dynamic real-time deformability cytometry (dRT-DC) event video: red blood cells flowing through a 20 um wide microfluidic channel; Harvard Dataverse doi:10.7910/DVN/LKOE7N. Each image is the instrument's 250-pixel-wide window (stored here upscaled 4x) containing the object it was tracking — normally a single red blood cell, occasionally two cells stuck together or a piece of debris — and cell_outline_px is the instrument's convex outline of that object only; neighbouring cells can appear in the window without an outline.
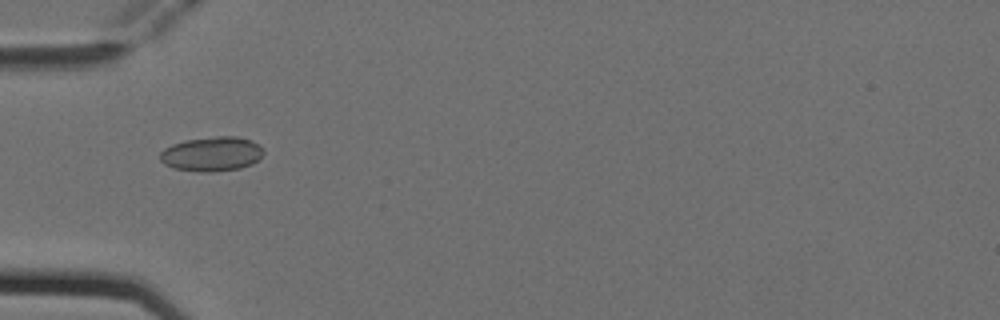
{"species": "Egyptian fruit bat (a non-hibernating species)", "species_latin": "Rousettus aegyptiacus", "temperature_condition": "cold", "stored_images_in_passage": 8, "camera_frame_rate_fps": 3000, "um_per_image_px": 0.085, "animal": {"sex": "female"}, "frame": {"image": 1, "passage_image": 5, "time_ms": 1.333, "image_size_px": [1000, 320], "cell_outline_px": [[264, 152], [252, 164], [240, 168], [212, 172], [196, 172], [172, 168], [164, 164], [160, 160], [160, 152], [164, 148], [172, 144], [184, 140], [216, 136], [236, 136], [252, 140], [260, 144], [264, 148]], "centroid_in_image_um": [17.99, 13.08], "position_along_channel_um": 67.0, "area_um2": 21.1}}
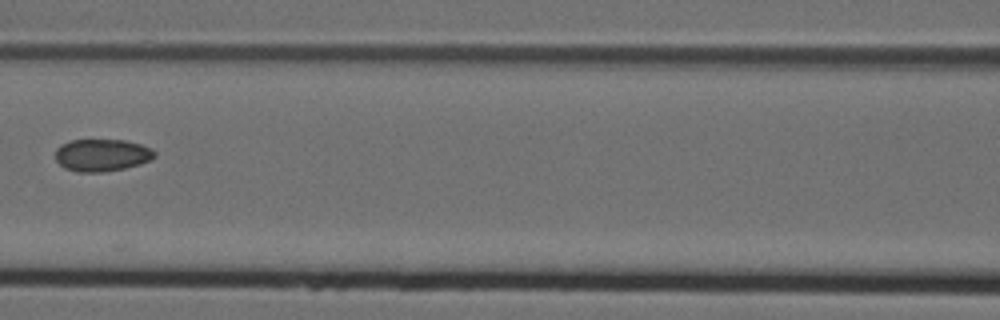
{"frame": {"image": 2, "passage_image": 7, "time_ms": 2.0, "image_size_px": [1000, 320], "cell_outline_px": [[156, 156], [152, 160], [140, 164], [124, 168], [104, 172], [76, 172], [64, 168], [56, 160], [56, 148], [60, 144], [72, 140], [124, 140], [140, 144], [152, 148], [156, 152]], "centroid_in_image_um": [8.67, 13.19], "position_along_channel_um": 157.9, "area_um2": 18.84}}
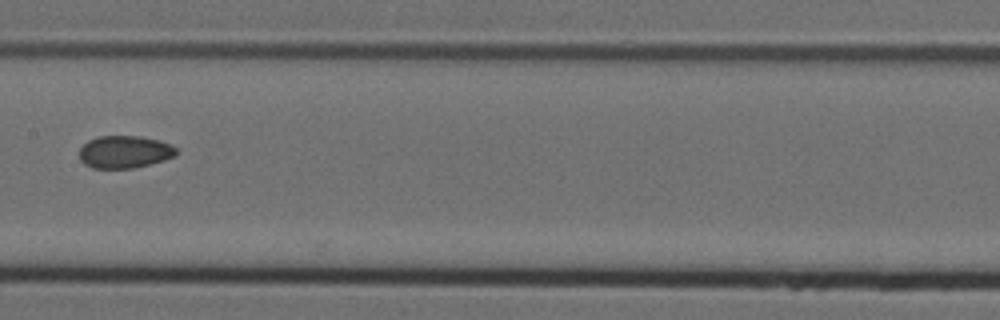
{"frame": {"image": 3, "passage_image": 8, "time_ms": 2.333, "image_size_px": [1000, 320], "cell_outline_px": [[176, 156], [164, 160], [132, 168], [92, 168], [84, 164], [80, 160], [80, 148], [88, 140], [100, 136], [140, 136], [160, 140], [172, 144], [176, 148]], "centroid_in_image_um": [10.6, 12.9], "position_along_channel_um": 196.8, "area_um2": 18.38}}